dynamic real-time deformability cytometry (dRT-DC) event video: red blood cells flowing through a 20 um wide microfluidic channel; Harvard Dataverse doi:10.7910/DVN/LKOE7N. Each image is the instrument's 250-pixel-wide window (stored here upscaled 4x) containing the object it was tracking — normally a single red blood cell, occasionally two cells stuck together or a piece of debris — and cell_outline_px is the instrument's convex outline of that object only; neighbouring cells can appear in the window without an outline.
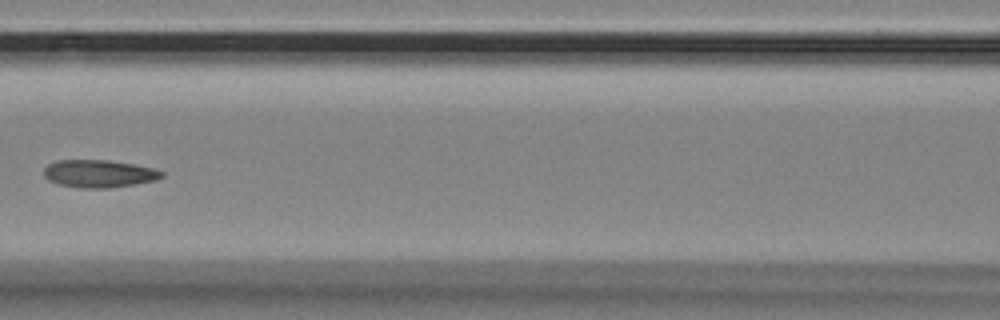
{"species": "Egyptian fruit bat (a non-hibernating species)", "species_latin": "Rousettus aegyptiacus", "temperature_condition": "room temperature", "stored_images_in_passage": 8, "camera_frame_rate_fps": 3000, "um_per_image_px": 0.085, "animal": {"sex": "female"}, "frame": {"image": 1, "passage_image": 7, "time_ms": 2.0, "image_size_px": [1000, 320], "cell_outline_px": [[164, 176], [156, 180], [136, 184], [108, 188], [80, 188], [56, 184], [48, 180], [44, 176], [44, 168], [48, 164], [56, 160], [108, 160], [132, 164], [152, 168], [164, 172]], "centroid_in_image_um": [8.39, 14.77], "position_along_channel_um": 158.2, "area_um2": 19.07}}
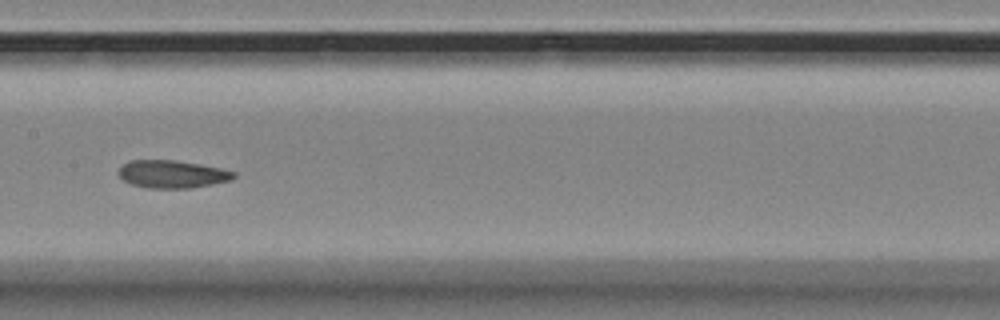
{"frame": {"image": 2, "passage_image": 8, "time_ms": 2.333, "image_size_px": [1000, 320], "cell_outline_px": [[236, 176], [232, 180], [192, 188], [148, 188], [132, 184], [124, 180], [116, 172], [128, 160], [176, 160], [200, 164], [220, 168], [236, 172]], "centroid_in_image_um": [14.65, 14.8], "position_along_channel_um": 192.8, "area_um2": 18.67}}